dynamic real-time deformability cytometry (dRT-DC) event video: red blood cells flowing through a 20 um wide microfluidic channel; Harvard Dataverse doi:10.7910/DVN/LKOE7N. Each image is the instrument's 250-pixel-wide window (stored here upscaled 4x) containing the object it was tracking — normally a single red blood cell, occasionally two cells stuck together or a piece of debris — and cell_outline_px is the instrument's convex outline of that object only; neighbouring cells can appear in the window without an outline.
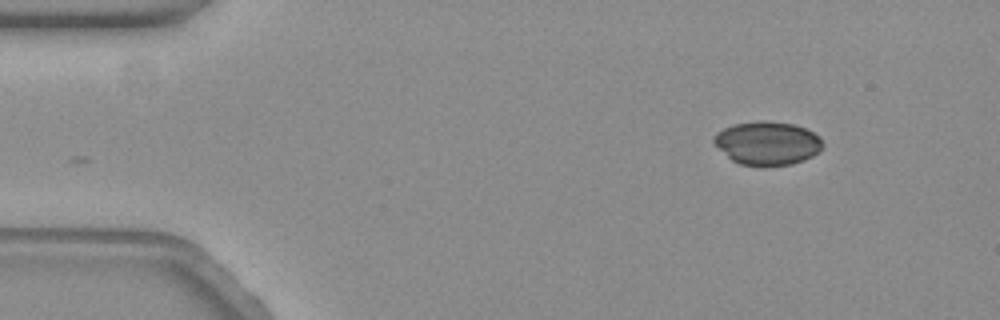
{"species": "common noctule bat (a hibernating species)", "species_latin": "Nyctalus noctula", "temperature_condition": "warm", "stored_images_in_passage": 54, "camera_frame_rate_fps": 3000, "um_per_image_px": 0.085, "animal": {"sex": "female", "body_mass_g": 19.3, "forearm_length_mm": 54.1}, "frame": {"image": 1, "passage_image": 1, "time_ms": 0.0, "image_size_px": [1000, 320], "cell_outline_px": [[824, 144], [820, 152], [804, 160], [792, 164], [764, 168], [760, 168], [740, 164], [732, 160], [712, 140], [716, 132], [732, 124], [756, 120], [768, 120], [792, 124], [804, 128], [820, 136]], "centroid_in_image_um": [65.24, 12.18], "position_along_channel_um": 19.8, "area_um2": 28.15}}
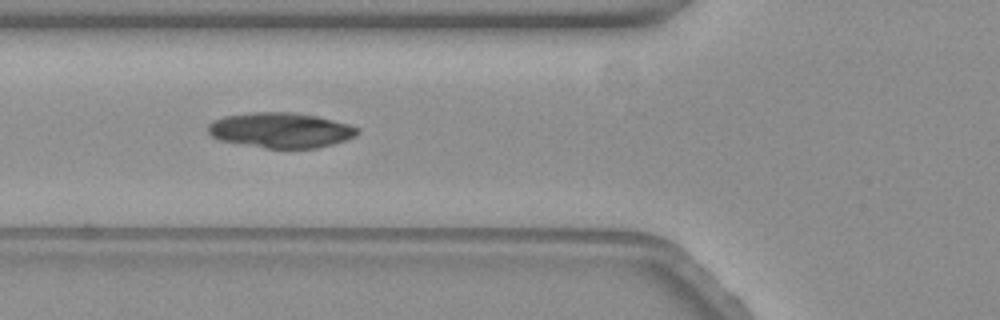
{"frame": {"image": 2, "passage_image": 16, "time_ms": 5.0, "image_size_px": [1000, 320], "cell_outline_px": [[360, 132], [356, 136], [332, 144], [316, 148], [264, 148], [220, 140], [212, 136], [208, 132], [208, 124], [212, 120], [224, 116], [252, 112], [296, 112], [316, 116], [348, 124], [360, 128]], "centroid_in_image_um": [23.85, 11.06], "position_along_channel_um": 101.9, "area_um2": 30.69}}
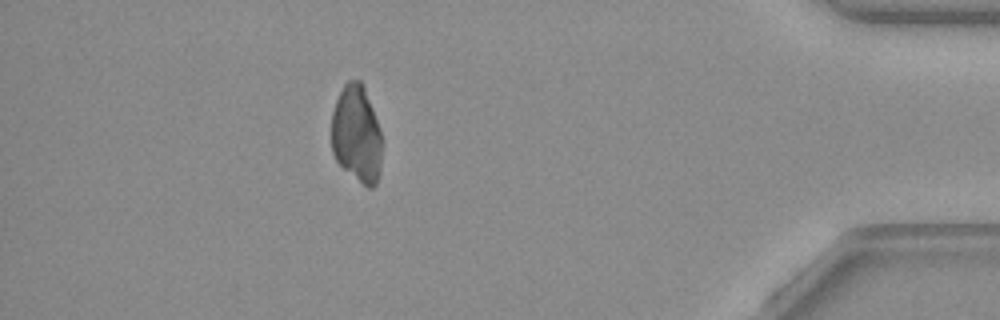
{"frame": {"image": 3, "passage_image": 47, "time_ms": 15.333, "image_size_px": [1000, 320], "cell_outline_px": [[380, 172], [376, 184], [372, 188], [368, 188], [344, 168], [336, 160], [332, 152], [332, 112], [336, 100], [344, 84], [348, 80], [360, 80], [364, 84], [380, 128]], "centroid_in_image_um": [30.31, 11.36], "position_along_channel_um": 404.9, "area_um2": 28.5}}